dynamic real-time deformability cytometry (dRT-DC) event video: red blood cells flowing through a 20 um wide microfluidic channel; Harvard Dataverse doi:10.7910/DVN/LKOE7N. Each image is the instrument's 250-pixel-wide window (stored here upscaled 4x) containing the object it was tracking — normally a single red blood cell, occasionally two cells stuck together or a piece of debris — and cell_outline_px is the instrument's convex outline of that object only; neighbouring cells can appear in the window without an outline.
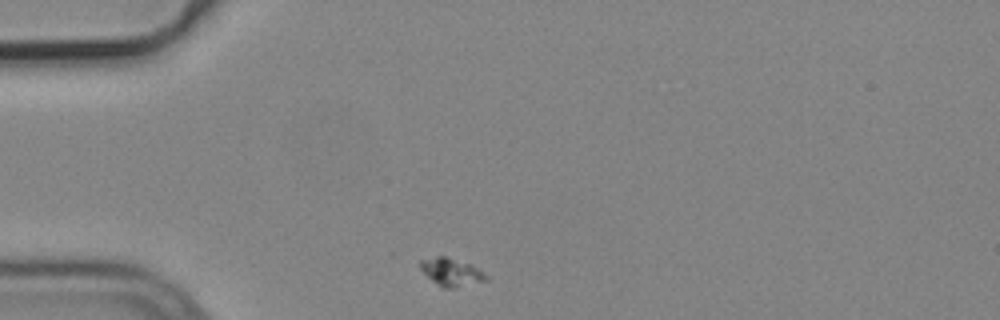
{"species": "common noctule bat (a hibernating species)", "species_latin": "Nyctalus noctula", "temperature_condition": "cold", "stored_images_in_passage": 1, "camera_frame_rate_fps": 3000, "um_per_image_px": 0.085, "animal": {"sex": "male", "body_mass_g": 19.2, "forearm_length_mm": 51.8}, "frame": {"image": 1, "passage_image": 1, "time_ms": 0.0, "image_size_px": [1000, 320], "cell_outline_px": [[488, 280], [452, 288], [440, 288], [420, 268], [420, 260], [436, 256], [444, 256], [472, 264], [484, 272], [488, 276]], "centroid_in_image_um": [38.38, 23.12], "position_along_channel_um": 46.6, "area_um2": 10.64}}